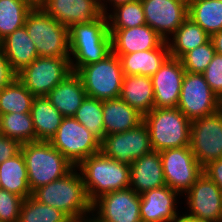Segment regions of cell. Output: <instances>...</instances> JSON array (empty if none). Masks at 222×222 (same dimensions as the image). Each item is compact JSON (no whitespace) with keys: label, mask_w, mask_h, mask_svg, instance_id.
<instances>
[{"label":"cell","mask_w":222,"mask_h":222,"mask_svg":"<svg viewBox=\"0 0 222 222\" xmlns=\"http://www.w3.org/2000/svg\"><path fill=\"white\" fill-rule=\"evenodd\" d=\"M32 197L40 203L61 210L71 220L84 221L88 213H93L92 202L76 167L63 178L35 189Z\"/></svg>","instance_id":"1"},{"label":"cell","mask_w":222,"mask_h":222,"mask_svg":"<svg viewBox=\"0 0 222 222\" xmlns=\"http://www.w3.org/2000/svg\"><path fill=\"white\" fill-rule=\"evenodd\" d=\"M76 168L92 203L105 193L130 188V166L101 151L83 160Z\"/></svg>","instance_id":"2"},{"label":"cell","mask_w":222,"mask_h":222,"mask_svg":"<svg viewBox=\"0 0 222 222\" xmlns=\"http://www.w3.org/2000/svg\"><path fill=\"white\" fill-rule=\"evenodd\" d=\"M69 49L71 70L77 72L81 67L97 63L112 52L111 35L106 15L92 23L73 24L69 28Z\"/></svg>","instance_id":"3"},{"label":"cell","mask_w":222,"mask_h":222,"mask_svg":"<svg viewBox=\"0 0 222 222\" xmlns=\"http://www.w3.org/2000/svg\"><path fill=\"white\" fill-rule=\"evenodd\" d=\"M31 192L70 173L73 166L49 141H34L21 145Z\"/></svg>","instance_id":"4"},{"label":"cell","mask_w":222,"mask_h":222,"mask_svg":"<svg viewBox=\"0 0 222 222\" xmlns=\"http://www.w3.org/2000/svg\"><path fill=\"white\" fill-rule=\"evenodd\" d=\"M152 150L163 151L189 146L191 121L176 108H153L143 116Z\"/></svg>","instance_id":"5"},{"label":"cell","mask_w":222,"mask_h":222,"mask_svg":"<svg viewBox=\"0 0 222 222\" xmlns=\"http://www.w3.org/2000/svg\"><path fill=\"white\" fill-rule=\"evenodd\" d=\"M34 42L39 57H70L69 28L48 15L41 7H34L24 24Z\"/></svg>","instance_id":"6"},{"label":"cell","mask_w":222,"mask_h":222,"mask_svg":"<svg viewBox=\"0 0 222 222\" xmlns=\"http://www.w3.org/2000/svg\"><path fill=\"white\" fill-rule=\"evenodd\" d=\"M76 73L82 80L87 97L99 100L120 97L124 73L119 57L113 52L97 63L81 67Z\"/></svg>","instance_id":"7"},{"label":"cell","mask_w":222,"mask_h":222,"mask_svg":"<svg viewBox=\"0 0 222 222\" xmlns=\"http://www.w3.org/2000/svg\"><path fill=\"white\" fill-rule=\"evenodd\" d=\"M49 142L75 167L101 151V141L74 117H64Z\"/></svg>","instance_id":"8"},{"label":"cell","mask_w":222,"mask_h":222,"mask_svg":"<svg viewBox=\"0 0 222 222\" xmlns=\"http://www.w3.org/2000/svg\"><path fill=\"white\" fill-rule=\"evenodd\" d=\"M70 59L37 57L16 76L35 97L46 96L72 72Z\"/></svg>","instance_id":"9"},{"label":"cell","mask_w":222,"mask_h":222,"mask_svg":"<svg viewBox=\"0 0 222 222\" xmlns=\"http://www.w3.org/2000/svg\"><path fill=\"white\" fill-rule=\"evenodd\" d=\"M166 185L184 194L203 174V167L196 160L189 146L171 148L159 152Z\"/></svg>","instance_id":"10"},{"label":"cell","mask_w":222,"mask_h":222,"mask_svg":"<svg viewBox=\"0 0 222 222\" xmlns=\"http://www.w3.org/2000/svg\"><path fill=\"white\" fill-rule=\"evenodd\" d=\"M189 147L202 167L222 158V112L220 110L191 121Z\"/></svg>","instance_id":"11"},{"label":"cell","mask_w":222,"mask_h":222,"mask_svg":"<svg viewBox=\"0 0 222 222\" xmlns=\"http://www.w3.org/2000/svg\"><path fill=\"white\" fill-rule=\"evenodd\" d=\"M219 99L203 74L185 71L177 108L190 121L218 111Z\"/></svg>","instance_id":"12"},{"label":"cell","mask_w":222,"mask_h":222,"mask_svg":"<svg viewBox=\"0 0 222 222\" xmlns=\"http://www.w3.org/2000/svg\"><path fill=\"white\" fill-rule=\"evenodd\" d=\"M151 151L150 134L144 122L125 132L107 135L101 141V152L105 156L129 166Z\"/></svg>","instance_id":"13"},{"label":"cell","mask_w":222,"mask_h":222,"mask_svg":"<svg viewBox=\"0 0 222 222\" xmlns=\"http://www.w3.org/2000/svg\"><path fill=\"white\" fill-rule=\"evenodd\" d=\"M190 214L184 216L200 222H222V192L204 173L187 192Z\"/></svg>","instance_id":"14"},{"label":"cell","mask_w":222,"mask_h":222,"mask_svg":"<svg viewBox=\"0 0 222 222\" xmlns=\"http://www.w3.org/2000/svg\"><path fill=\"white\" fill-rule=\"evenodd\" d=\"M92 210L101 222H141L140 195L131 188L101 195L92 203Z\"/></svg>","instance_id":"15"},{"label":"cell","mask_w":222,"mask_h":222,"mask_svg":"<svg viewBox=\"0 0 222 222\" xmlns=\"http://www.w3.org/2000/svg\"><path fill=\"white\" fill-rule=\"evenodd\" d=\"M146 24L165 41L188 18V0H141Z\"/></svg>","instance_id":"16"},{"label":"cell","mask_w":222,"mask_h":222,"mask_svg":"<svg viewBox=\"0 0 222 222\" xmlns=\"http://www.w3.org/2000/svg\"><path fill=\"white\" fill-rule=\"evenodd\" d=\"M185 75L180 59L169 57L152 75L154 108H176Z\"/></svg>","instance_id":"17"},{"label":"cell","mask_w":222,"mask_h":222,"mask_svg":"<svg viewBox=\"0 0 222 222\" xmlns=\"http://www.w3.org/2000/svg\"><path fill=\"white\" fill-rule=\"evenodd\" d=\"M40 7L68 28L73 24L92 23L104 15L100 0H45Z\"/></svg>","instance_id":"18"},{"label":"cell","mask_w":222,"mask_h":222,"mask_svg":"<svg viewBox=\"0 0 222 222\" xmlns=\"http://www.w3.org/2000/svg\"><path fill=\"white\" fill-rule=\"evenodd\" d=\"M177 192L167 185L151 189L140 195L141 222H175Z\"/></svg>","instance_id":"19"},{"label":"cell","mask_w":222,"mask_h":222,"mask_svg":"<svg viewBox=\"0 0 222 222\" xmlns=\"http://www.w3.org/2000/svg\"><path fill=\"white\" fill-rule=\"evenodd\" d=\"M109 32L115 55L156 49L165 41L147 24L126 29H109Z\"/></svg>","instance_id":"20"},{"label":"cell","mask_w":222,"mask_h":222,"mask_svg":"<svg viewBox=\"0 0 222 222\" xmlns=\"http://www.w3.org/2000/svg\"><path fill=\"white\" fill-rule=\"evenodd\" d=\"M163 166L159 151L137 158L130 165V188L138 195L165 186Z\"/></svg>","instance_id":"21"},{"label":"cell","mask_w":222,"mask_h":222,"mask_svg":"<svg viewBox=\"0 0 222 222\" xmlns=\"http://www.w3.org/2000/svg\"><path fill=\"white\" fill-rule=\"evenodd\" d=\"M50 103L64 116L73 117L87 93L79 75L72 71L47 95Z\"/></svg>","instance_id":"22"},{"label":"cell","mask_w":222,"mask_h":222,"mask_svg":"<svg viewBox=\"0 0 222 222\" xmlns=\"http://www.w3.org/2000/svg\"><path fill=\"white\" fill-rule=\"evenodd\" d=\"M102 109L105 136L125 132L143 122V115L120 97L102 100Z\"/></svg>","instance_id":"23"},{"label":"cell","mask_w":222,"mask_h":222,"mask_svg":"<svg viewBox=\"0 0 222 222\" xmlns=\"http://www.w3.org/2000/svg\"><path fill=\"white\" fill-rule=\"evenodd\" d=\"M117 56L120 59L124 75H143L151 77L170 57V52L167 41H164L156 49Z\"/></svg>","instance_id":"24"},{"label":"cell","mask_w":222,"mask_h":222,"mask_svg":"<svg viewBox=\"0 0 222 222\" xmlns=\"http://www.w3.org/2000/svg\"><path fill=\"white\" fill-rule=\"evenodd\" d=\"M4 56L11 70L17 75L38 56L34 42L25 26L16 29L1 41Z\"/></svg>","instance_id":"25"},{"label":"cell","mask_w":222,"mask_h":222,"mask_svg":"<svg viewBox=\"0 0 222 222\" xmlns=\"http://www.w3.org/2000/svg\"><path fill=\"white\" fill-rule=\"evenodd\" d=\"M120 98L143 116L154 108L151 78L143 75H124Z\"/></svg>","instance_id":"26"},{"label":"cell","mask_w":222,"mask_h":222,"mask_svg":"<svg viewBox=\"0 0 222 222\" xmlns=\"http://www.w3.org/2000/svg\"><path fill=\"white\" fill-rule=\"evenodd\" d=\"M31 116L36 141H50L64 116L50 103L47 96H36L32 101Z\"/></svg>","instance_id":"27"},{"label":"cell","mask_w":222,"mask_h":222,"mask_svg":"<svg viewBox=\"0 0 222 222\" xmlns=\"http://www.w3.org/2000/svg\"><path fill=\"white\" fill-rule=\"evenodd\" d=\"M0 184L1 189L21 196L23 199L32 196L27 168L21 151L0 164Z\"/></svg>","instance_id":"28"},{"label":"cell","mask_w":222,"mask_h":222,"mask_svg":"<svg viewBox=\"0 0 222 222\" xmlns=\"http://www.w3.org/2000/svg\"><path fill=\"white\" fill-rule=\"evenodd\" d=\"M210 36L190 17L175 31L172 43L167 41L170 57L180 59L185 53L206 43Z\"/></svg>","instance_id":"29"},{"label":"cell","mask_w":222,"mask_h":222,"mask_svg":"<svg viewBox=\"0 0 222 222\" xmlns=\"http://www.w3.org/2000/svg\"><path fill=\"white\" fill-rule=\"evenodd\" d=\"M188 17L209 36L222 30L221 0H188Z\"/></svg>","instance_id":"30"},{"label":"cell","mask_w":222,"mask_h":222,"mask_svg":"<svg viewBox=\"0 0 222 222\" xmlns=\"http://www.w3.org/2000/svg\"><path fill=\"white\" fill-rule=\"evenodd\" d=\"M34 95L17 76L0 90V115L9 113H30Z\"/></svg>","instance_id":"31"},{"label":"cell","mask_w":222,"mask_h":222,"mask_svg":"<svg viewBox=\"0 0 222 222\" xmlns=\"http://www.w3.org/2000/svg\"><path fill=\"white\" fill-rule=\"evenodd\" d=\"M33 8L26 0H0V41L23 27Z\"/></svg>","instance_id":"32"},{"label":"cell","mask_w":222,"mask_h":222,"mask_svg":"<svg viewBox=\"0 0 222 222\" xmlns=\"http://www.w3.org/2000/svg\"><path fill=\"white\" fill-rule=\"evenodd\" d=\"M0 134L17 140L20 144L36 141L31 113L0 115Z\"/></svg>","instance_id":"33"},{"label":"cell","mask_w":222,"mask_h":222,"mask_svg":"<svg viewBox=\"0 0 222 222\" xmlns=\"http://www.w3.org/2000/svg\"><path fill=\"white\" fill-rule=\"evenodd\" d=\"M71 219L61 210L40 203L32 196L21 204L18 222H69Z\"/></svg>","instance_id":"34"},{"label":"cell","mask_w":222,"mask_h":222,"mask_svg":"<svg viewBox=\"0 0 222 222\" xmlns=\"http://www.w3.org/2000/svg\"><path fill=\"white\" fill-rule=\"evenodd\" d=\"M113 9L114 13L106 15L109 29H126L146 24L141 0L125 3Z\"/></svg>","instance_id":"35"},{"label":"cell","mask_w":222,"mask_h":222,"mask_svg":"<svg viewBox=\"0 0 222 222\" xmlns=\"http://www.w3.org/2000/svg\"><path fill=\"white\" fill-rule=\"evenodd\" d=\"M73 117L100 141L104 139L102 100L86 97Z\"/></svg>","instance_id":"36"},{"label":"cell","mask_w":222,"mask_h":222,"mask_svg":"<svg viewBox=\"0 0 222 222\" xmlns=\"http://www.w3.org/2000/svg\"><path fill=\"white\" fill-rule=\"evenodd\" d=\"M215 53V49L209 39L206 43L185 53L180 58V61L185 71L202 74Z\"/></svg>","instance_id":"37"},{"label":"cell","mask_w":222,"mask_h":222,"mask_svg":"<svg viewBox=\"0 0 222 222\" xmlns=\"http://www.w3.org/2000/svg\"><path fill=\"white\" fill-rule=\"evenodd\" d=\"M23 198L0 189V222H18Z\"/></svg>","instance_id":"38"},{"label":"cell","mask_w":222,"mask_h":222,"mask_svg":"<svg viewBox=\"0 0 222 222\" xmlns=\"http://www.w3.org/2000/svg\"><path fill=\"white\" fill-rule=\"evenodd\" d=\"M212 91L222 97V55L215 53L207 68L202 73Z\"/></svg>","instance_id":"39"},{"label":"cell","mask_w":222,"mask_h":222,"mask_svg":"<svg viewBox=\"0 0 222 222\" xmlns=\"http://www.w3.org/2000/svg\"><path fill=\"white\" fill-rule=\"evenodd\" d=\"M21 145L17 140L0 134V164L18 154L21 151Z\"/></svg>","instance_id":"40"},{"label":"cell","mask_w":222,"mask_h":222,"mask_svg":"<svg viewBox=\"0 0 222 222\" xmlns=\"http://www.w3.org/2000/svg\"><path fill=\"white\" fill-rule=\"evenodd\" d=\"M203 173L211 179L222 192V158L216 159L204 166Z\"/></svg>","instance_id":"41"},{"label":"cell","mask_w":222,"mask_h":222,"mask_svg":"<svg viewBox=\"0 0 222 222\" xmlns=\"http://www.w3.org/2000/svg\"><path fill=\"white\" fill-rule=\"evenodd\" d=\"M15 77L16 74L11 70L0 44V90L7 86Z\"/></svg>","instance_id":"42"},{"label":"cell","mask_w":222,"mask_h":222,"mask_svg":"<svg viewBox=\"0 0 222 222\" xmlns=\"http://www.w3.org/2000/svg\"><path fill=\"white\" fill-rule=\"evenodd\" d=\"M210 41L215 49V52L222 55V30L210 35Z\"/></svg>","instance_id":"43"},{"label":"cell","mask_w":222,"mask_h":222,"mask_svg":"<svg viewBox=\"0 0 222 222\" xmlns=\"http://www.w3.org/2000/svg\"><path fill=\"white\" fill-rule=\"evenodd\" d=\"M102 1H104V3L109 1V2H111V4H113L112 5L113 7H116V6H119V5H122V4H125V3H129V2H132V1H135V0H107V1L102 0ZM102 1L100 0L101 9L103 11V14L107 15V13H108L107 8H106L107 4H104Z\"/></svg>","instance_id":"44"},{"label":"cell","mask_w":222,"mask_h":222,"mask_svg":"<svg viewBox=\"0 0 222 222\" xmlns=\"http://www.w3.org/2000/svg\"><path fill=\"white\" fill-rule=\"evenodd\" d=\"M28 1L33 7H40L45 0H26Z\"/></svg>","instance_id":"45"},{"label":"cell","mask_w":222,"mask_h":222,"mask_svg":"<svg viewBox=\"0 0 222 222\" xmlns=\"http://www.w3.org/2000/svg\"><path fill=\"white\" fill-rule=\"evenodd\" d=\"M175 222H200V221H195L193 219H190V218L184 216V214H183Z\"/></svg>","instance_id":"46"},{"label":"cell","mask_w":222,"mask_h":222,"mask_svg":"<svg viewBox=\"0 0 222 222\" xmlns=\"http://www.w3.org/2000/svg\"><path fill=\"white\" fill-rule=\"evenodd\" d=\"M89 217L90 218H86L85 220H84V222H101V221H99L97 218H96V216H92V218H91V215H89Z\"/></svg>","instance_id":"47"},{"label":"cell","mask_w":222,"mask_h":222,"mask_svg":"<svg viewBox=\"0 0 222 222\" xmlns=\"http://www.w3.org/2000/svg\"><path fill=\"white\" fill-rule=\"evenodd\" d=\"M219 110L222 112V97L219 99Z\"/></svg>","instance_id":"48"},{"label":"cell","mask_w":222,"mask_h":222,"mask_svg":"<svg viewBox=\"0 0 222 222\" xmlns=\"http://www.w3.org/2000/svg\"><path fill=\"white\" fill-rule=\"evenodd\" d=\"M69 222H84L83 220H70Z\"/></svg>","instance_id":"49"}]
</instances>
